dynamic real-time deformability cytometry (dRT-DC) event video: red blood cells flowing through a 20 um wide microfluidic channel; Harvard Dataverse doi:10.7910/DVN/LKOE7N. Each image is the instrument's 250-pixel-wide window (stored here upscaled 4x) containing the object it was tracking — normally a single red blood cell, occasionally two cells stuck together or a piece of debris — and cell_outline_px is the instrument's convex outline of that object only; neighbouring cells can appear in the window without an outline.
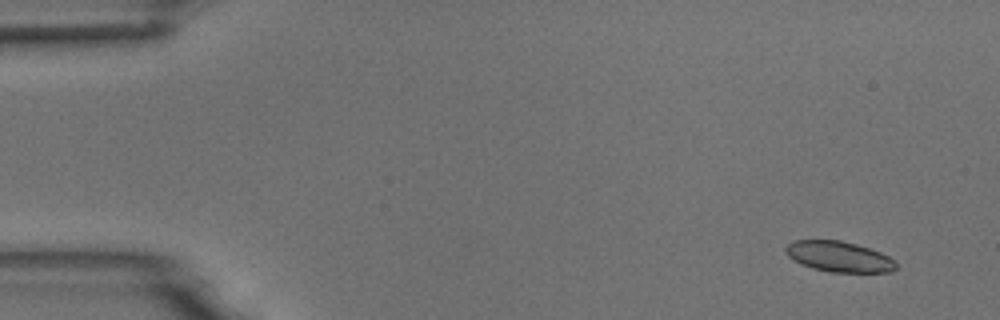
{"species": "common noctule bat (a hibernating species)", "species_latin": "Nyctalus noctula", "temperature_condition": "room temperature", "stored_images_in_passage": 4, "camera_frame_rate_fps": 3000, "um_per_image_px": 0.085, "animal": {"sex": "male", "body_mass_g": 18.8}, "frame": {"image": 1, "passage_image": 1, "time_ms": 0.0, "image_size_px": [1000, 320], "cell_outline_px": [[896, 268], [892, 272], [828, 272], [812, 268], [800, 264], [792, 260], [784, 252], [784, 248], [792, 240], [840, 240], [856, 244], [880, 252], [896, 260]], "centroid_in_image_um": [71.28, 21.81], "position_along_channel_um": 13.7, "area_um2": 19.88}}
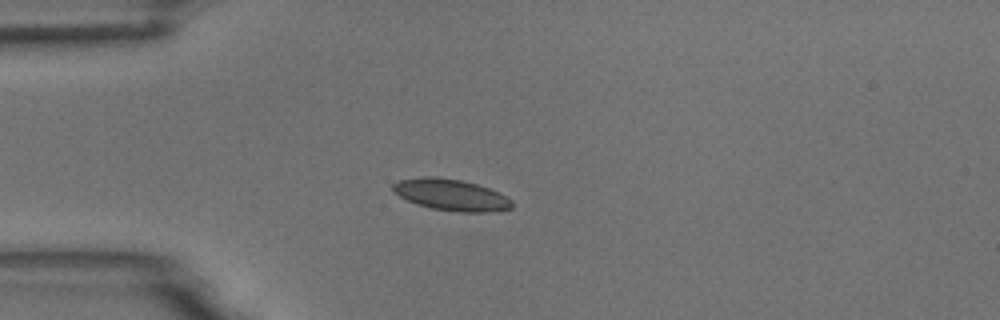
{"frame": {"image": 2, "passage_image": 4, "time_ms": 1.0, "image_size_px": [1000, 320], "cell_outline_px": [[512, 208], [500, 212], [460, 212], [432, 208], [416, 204], [392, 192], [392, 184], [400, 180], [424, 176], [436, 176], [460, 180], [476, 184], [488, 188], [512, 200]], "centroid_in_image_um": [38.33, 16.57], "position_along_channel_um": 46.7, "area_um2": 21.79}}